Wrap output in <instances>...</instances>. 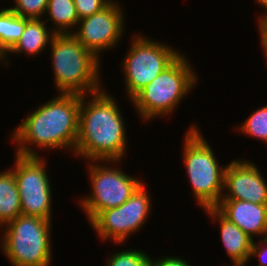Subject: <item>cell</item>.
<instances>
[{
	"instance_id": "obj_24",
	"label": "cell",
	"mask_w": 267,
	"mask_h": 266,
	"mask_svg": "<svg viewBox=\"0 0 267 266\" xmlns=\"http://www.w3.org/2000/svg\"><path fill=\"white\" fill-rule=\"evenodd\" d=\"M151 266H191L183 258L177 256L163 257L161 259L153 260L151 258Z\"/></svg>"
},
{
	"instance_id": "obj_9",
	"label": "cell",
	"mask_w": 267,
	"mask_h": 266,
	"mask_svg": "<svg viewBox=\"0 0 267 266\" xmlns=\"http://www.w3.org/2000/svg\"><path fill=\"white\" fill-rule=\"evenodd\" d=\"M13 168L21 203V214L51 221L52 190L46 161L40 156L15 157Z\"/></svg>"
},
{
	"instance_id": "obj_23",
	"label": "cell",
	"mask_w": 267,
	"mask_h": 266,
	"mask_svg": "<svg viewBox=\"0 0 267 266\" xmlns=\"http://www.w3.org/2000/svg\"><path fill=\"white\" fill-rule=\"evenodd\" d=\"M260 241L261 242H258L259 244H257L253 240L250 252V259L251 257L256 256L259 258L260 261L257 266H267V237L262 238V240ZM263 244H265V248H261V246H264Z\"/></svg>"
},
{
	"instance_id": "obj_20",
	"label": "cell",
	"mask_w": 267,
	"mask_h": 266,
	"mask_svg": "<svg viewBox=\"0 0 267 266\" xmlns=\"http://www.w3.org/2000/svg\"><path fill=\"white\" fill-rule=\"evenodd\" d=\"M107 266H151V257L141 250L127 249L111 255Z\"/></svg>"
},
{
	"instance_id": "obj_21",
	"label": "cell",
	"mask_w": 267,
	"mask_h": 266,
	"mask_svg": "<svg viewBox=\"0 0 267 266\" xmlns=\"http://www.w3.org/2000/svg\"><path fill=\"white\" fill-rule=\"evenodd\" d=\"M14 3L16 6L10 9L18 16L28 19H42L48 6V0H15Z\"/></svg>"
},
{
	"instance_id": "obj_12",
	"label": "cell",
	"mask_w": 267,
	"mask_h": 266,
	"mask_svg": "<svg viewBox=\"0 0 267 266\" xmlns=\"http://www.w3.org/2000/svg\"><path fill=\"white\" fill-rule=\"evenodd\" d=\"M221 200H241L267 204V183L258 167L247 160H234L226 165Z\"/></svg>"
},
{
	"instance_id": "obj_13",
	"label": "cell",
	"mask_w": 267,
	"mask_h": 266,
	"mask_svg": "<svg viewBox=\"0 0 267 266\" xmlns=\"http://www.w3.org/2000/svg\"><path fill=\"white\" fill-rule=\"evenodd\" d=\"M215 208L253 240V237L257 235L267 237V204L220 200Z\"/></svg>"
},
{
	"instance_id": "obj_18",
	"label": "cell",
	"mask_w": 267,
	"mask_h": 266,
	"mask_svg": "<svg viewBox=\"0 0 267 266\" xmlns=\"http://www.w3.org/2000/svg\"><path fill=\"white\" fill-rule=\"evenodd\" d=\"M27 18L18 16L10 8L0 11V44L8 52L22 36Z\"/></svg>"
},
{
	"instance_id": "obj_27",
	"label": "cell",
	"mask_w": 267,
	"mask_h": 266,
	"mask_svg": "<svg viewBox=\"0 0 267 266\" xmlns=\"http://www.w3.org/2000/svg\"><path fill=\"white\" fill-rule=\"evenodd\" d=\"M263 8L266 9V14H267V0H256Z\"/></svg>"
},
{
	"instance_id": "obj_15",
	"label": "cell",
	"mask_w": 267,
	"mask_h": 266,
	"mask_svg": "<svg viewBox=\"0 0 267 266\" xmlns=\"http://www.w3.org/2000/svg\"><path fill=\"white\" fill-rule=\"evenodd\" d=\"M52 33V34H51ZM54 32L50 31L41 19H28L26 27L18 42L7 52L37 55L51 42Z\"/></svg>"
},
{
	"instance_id": "obj_8",
	"label": "cell",
	"mask_w": 267,
	"mask_h": 266,
	"mask_svg": "<svg viewBox=\"0 0 267 266\" xmlns=\"http://www.w3.org/2000/svg\"><path fill=\"white\" fill-rule=\"evenodd\" d=\"M91 163L88 171L92 194L82 198L80 202L88 221L100 211L125 203L142 184L140 179L129 176L118 168L105 167L99 161Z\"/></svg>"
},
{
	"instance_id": "obj_10",
	"label": "cell",
	"mask_w": 267,
	"mask_h": 266,
	"mask_svg": "<svg viewBox=\"0 0 267 266\" xmlns=\"http://www.w3.org/2000/svg\"><path fill=\"white\" fill-rule=\"evenodd\" d=\"M149 192L142 183L122 205L98 212L90 221L102 240L111 239L116 244L141 229L151 210Z\"/></svg>"
},
{
	"instance_id": "obj_6",
	"label": "cell",
	"mask_w": 267,
	"mask_h": 266,
	"mask_svg": "<svg viewBox=\"0 0 267 266\" xmlns=\"http://www.w3.org/2000/svg\"><path fill=\"white\" fill-rule=\"evenodd\" d=\"M0 229L1 248L12 266H50L51 221L20 214Z\"/></svg>"
},
{
	"instance_id": "obj_3",
	"label": "cell",
	"mask_w": 267,
	"mask_h": 266,
	"mask_svg": "<svg viewBox=\"0 0 267 266\" xmlns=\"http://www.w3.org/2000/svg\"><path fill=\"white\" fill-rule=\"evenodd\" d=\"M59 93L86 95L101 90L100 58L72 34H55L49 44ZM101 85V86H100Z\"/></svg>"
},
{
	"instance_id": "obj_2",
	"label": "cell",
	"mask_w": 267,
	"mask_h": 266,
	"mask_svg": "<svg viewBox=\"0 0 267 266\" xmlns=\"http://www.w3.org/2000/svg\"><path fill=\"white\" fill-rule=\"evenodd\" d=\"M79 94L60 93L33 111L12 133L18 144L16 154L38 156L37 148L71 149L74 152L78 137ZM27 145V146H26Z\"/></svg>"
},
{
	"instance_id": "obj_11",
	"label": "cell",
	"mask_w": 267,
	"mask_h": 266,
	"mask_svg": "<svg viewBox=\"0 0 267 266\" xmlns=\"http://www.w3.org/2000/svg\"><path fill=\"white\" fill-rule=\"evenodd\" d=\"M117 1H112L102 11L83 18L72 35L98 58L100 52L115 47L124 32V16ZM120 38V39H119Z\"/></svg>"
},
{
	"instance_id": "obj_25",
	"label": "cell",
	"mask_w": 267,
	"mask_h": 266,
	"mask_svg": "<svg viewBox=\"0 0 267 266\" xmlns=\"http://www.w3.org/2000/svg\"><path fill=\"white\" fill-rule=\"evenodd\" d=\"M258 22H259V31H260V39H261V45L262 48L264 49V54L267 60V14L264 15L262 14L261 17L258 18ZM267 62V61H266Z\"/></svg>"
},
{
	"instance_id": "obj_17",
	"label": "cell",
	"mask_w": 267,
	"mask_h": 266,
	"mask_svg": "<svg viewBox=\"0 0 267 266\" xmlns=\"http://www.w3.org/2000/svg\"><path fill=\"white\" fill-rule=\"evenodd\" d=\"M46 14L50 15V19L44 21L51 20L57 27H51L54 34H72L71 28H76L80 20L73 0H48Z\"/></svg>"
},
{
	"instance_id": "obj_7",
	"label": "cell",
	"mask_w": 267,
	"mask_h": 266,
	"mask_svg": "<svg viewBox=\"0 0 267 266\" xmlns=\"http://www.w3.org/2000/svg\"><path fill=\"white\" fill-rule=\"evenodd\" d=\"M123 61L122 71L129 100L152 82L181 53L166 44L138 35Z\"/></svg>"
},
{
	"instance_id": "obj_16",
	"label": "cell",
	"mask_w": 267,
	"mask_h": 266,
	"mask_svg": "<svg viewBox=\"0 0 267 266\" xmlns=\"http://www.w3.org/2000/svg\"><path fill=\"white\" fill-rule=\"evenodd\" d=\"M20 214L21 203L14 171L0 172V228Z\"/></svg>"
},
{
	"instance_id": "obj_5",
	"label": "cell",
	"mask_w": 267,
	"mask_h": 266,
	"mask_svg": "<svg viewBox=\"0 0 267 266\" xmlns=\"http://www.w3.org/2000/svg\"><path fill=\"white\" fill-rule=\"evenodd\" d=\"M183 146V162L194 197L203 209L215 208L221 200L226 167L218 161L208 142L194 125L187 131Z\"/></svg>"
},
{
	"instance_id": "obj_14",
	"label": "cell",
	"mask_w": 267,
	"mask_h": 266,
	"mask_svg": "<svg viewBox=\"0 0 267 266\" xmlns=\"http://www.w3.org/2000/svg\"><path fill=\"white\" fill-rule=\"evenodd\" d=\"M204 211L214 221L219 222L222 243L234 266H244L248 263L253 239L236 224L225 218L216 208H206Z\"/></svg>"
},
{
	"instance_id": "obj_19",
	"label": "cell",
	"mask_w": 267,
	"mask_h": 266,
	"mask_svg": "<svg viewBox=\"0 0 267 266\" xmlns=\"http://www.w3.org/2000/svg\"><path fill=\"white\" fill-rule=\"evenodd\" d=\"M239 131L258 138L267 144V106L253 112L245 122L237 126Z\"/></svg>"
},
{
	"instance_id": "obj_4",
	"label": "cell",
	"mask_w": 267,
	"mask_h": 266,
	"mask_svg": "<svg viewBox=\"0 0 267 266\" xmlns=\"http://www.w3.org/2000/svg\"><path fill=\"white\" fill-rule=\"evenodd\" d=\"M183 54H180L152 82L139 91L130 102L141 119L173 113L178 103L188 94L197 82V75Z\"/></svg>"
},
{
	"instance_id": "obj_1",
	"label": "cell",
	"mask_w": 267,
	"mask_h": 266,
	"mask_svg": "<svg viewBox=\"0 0 267 266\" xmlns=\"http://www.w3.org/2000/svg\"><path fill=\"white\" fill-rule=\"evenodd\" d=\"M80 95L78 137L74 153L90 161L118 163L127 148L126 126L114 97L101 89Z\"/></svg>"
},
{
	"instance_id": "obj_22",
	"label": "cell",
	"mask_w": 267,
	"mask_h": 266,
	"mask_svg": "<svg viewBox=\"0 0 267 266\" xmlns=\"http://www.w3.org/2000/svg\"><path fill=\"white\" fill-rule=\"evenodd\" d=\"M79 19L102 11L112 0H73Z\"/></svg>"
},
{
	"instance_id": "obj_26",
	"label": "cell",
	"mask_w": 267,
	"mask_h": 266,
	"mask_svg": "<svg viewBox=\"0 0 267 266\" xmlns=\"http://www.w3.org/2000/svg\"><path fill=\"white\" fill-rule=\"evenodd\" d=\"M5 55H7V52L3 49V47L0 44V61H3L4 60L3 61L4 62L3 64L9 65L8 64V61H7V58H6L7 56H5ZM4 58H6V59H4Z\"/></svg>"
}]
</instances>
